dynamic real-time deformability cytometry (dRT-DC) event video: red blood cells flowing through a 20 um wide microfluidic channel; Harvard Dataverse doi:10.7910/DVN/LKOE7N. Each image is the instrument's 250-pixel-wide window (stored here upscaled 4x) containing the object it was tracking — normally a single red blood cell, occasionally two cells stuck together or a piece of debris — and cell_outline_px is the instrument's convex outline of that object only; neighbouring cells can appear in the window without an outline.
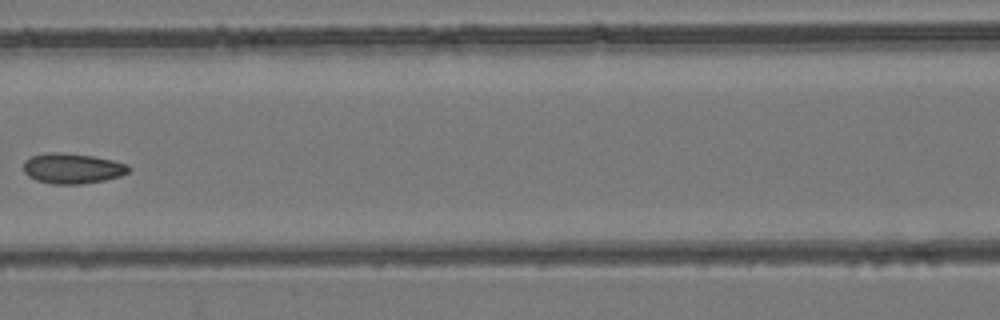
{"species": "common noctule bat (a hibernating species)", "species_latin": "Nyctalus noctula", "temperature_condition": "room temperature", "stored_images_in_passage": 8, "camera_frame_rate_fps": 3000, "um_per_image_px": 0.085, "animal": {"sex": "female", "body_mass_g": 24.6, "forearm_length_mm": 56.2}, "frame": {"image": 1, "passage_image": 7, "time_ms": 7.0, "image_size_px": [1000, 320], "cell_outline_px": [[132, 168], [128, 172], [120, 176], [104, 180], [80, 184], [52, 184], [36, 180], [28, 176], [24, 172], [24, 160], [32, 156], [44, 152], [60, 152], [92, 156], [112, 160], [128, 164]], "centroid_in_image_um": [6.14, 14.31], "position_along_channel_um": 160.5, "area_um2": 18.67}}
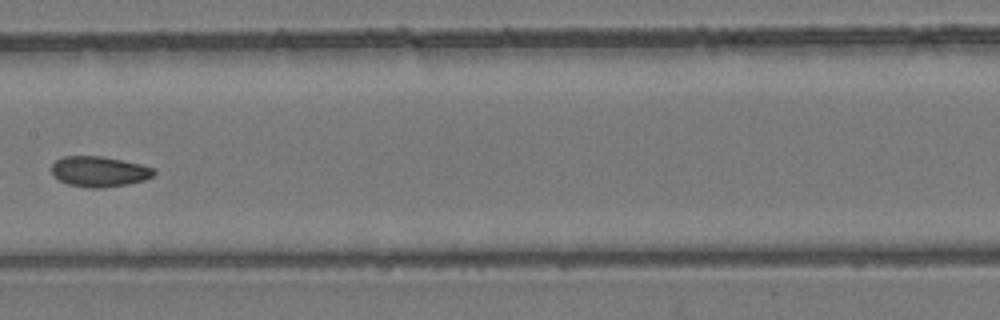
{"frame": {"image": 2, "passage_image": 8, "time_ms": 8.0, "image_size_px": [1000, 320], "cell_outline_px": [[156, 172], [152, 176], [144, 180], [128, 184], [104, 188], [92, 188], [68, 184], [52, 176], [52, 164], [56, 160], [64, 156], [104, 156], [140, 164], [156, 168]], "centroid_in_image_um": [8.44, 14.58], "position_along_channel_um": 199.0, "area_um2": 18.26}}